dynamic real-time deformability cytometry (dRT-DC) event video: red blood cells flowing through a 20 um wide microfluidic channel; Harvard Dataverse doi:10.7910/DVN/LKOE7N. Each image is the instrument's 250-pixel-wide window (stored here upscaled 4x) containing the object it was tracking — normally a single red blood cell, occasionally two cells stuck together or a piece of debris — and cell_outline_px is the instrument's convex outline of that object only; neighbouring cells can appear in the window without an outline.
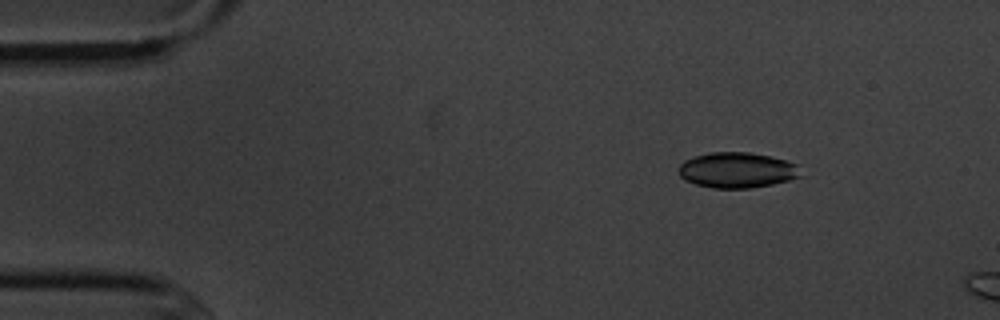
{"species": "common noctule bat (a hibernating species)", "species_latin": "Nyctalus noctula", "temperature_condition": "cold", "stored_images_in_passage": 4, "camera_frame_rate_fps": 3000, "um_per_image_px": 0.085, "animal": {"sex": "male", "body_mass_g": 20.1, "forearm_length_mm": 53.5}, "frame": {"image": 1, "passage_image": 2, "time_ms": 1.333, "image_size_px": [1000, 320], "cell_outline_px": [[804, 176], [772, 184], [748, 188], [712, 188], [696, 184], [684, 180], [680, 176], [680, 164], [684, 160], [708, 152], [748, 152], [768, 156], [800, 164]], "centroid_in_image_um": [62.7, 14.46], "position_along_channel_um": 22.3, "area_um2": 25.37}}